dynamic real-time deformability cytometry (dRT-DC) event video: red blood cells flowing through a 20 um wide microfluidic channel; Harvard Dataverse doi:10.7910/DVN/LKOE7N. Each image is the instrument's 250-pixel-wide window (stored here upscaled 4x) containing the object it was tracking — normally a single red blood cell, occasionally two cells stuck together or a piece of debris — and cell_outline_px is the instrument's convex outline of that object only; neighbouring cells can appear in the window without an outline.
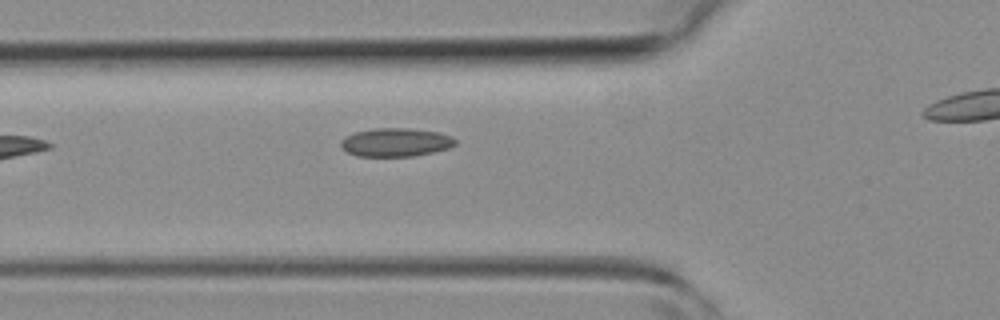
{"species": "common noctule bat (a hibernating species)", "species_latin": "Nyctalus noctula", "temperature_condition": "room temperature", "stored_images_in_passage": 5, "segment_of_instrument_passage": [1, 2], "camera_frame_rate_fps": 3000, "um_per_image_px": 0.085, "animal": {"sex": "female", "body_mass_g": 19.3, "forearm_length_mm": 54.1}, "frame": {"image": 1, "passage_image": 4, "time_ms": 3.333, "image_size_px": [1000, 320], "cell_outline_px": [[456, 144], [448, 148], [432, 152], [412, 156], [356, 156], [348, 152], [340, 144], [340, 140], [344, 136], [356, 132], [372, 128], [408, 128], [436, 132], [452, 136], [456, 140]], "centroid_in_image_um": [33.61, 12.09], "position_along_channel_um": 92.2, "area_um2": 18.9}}